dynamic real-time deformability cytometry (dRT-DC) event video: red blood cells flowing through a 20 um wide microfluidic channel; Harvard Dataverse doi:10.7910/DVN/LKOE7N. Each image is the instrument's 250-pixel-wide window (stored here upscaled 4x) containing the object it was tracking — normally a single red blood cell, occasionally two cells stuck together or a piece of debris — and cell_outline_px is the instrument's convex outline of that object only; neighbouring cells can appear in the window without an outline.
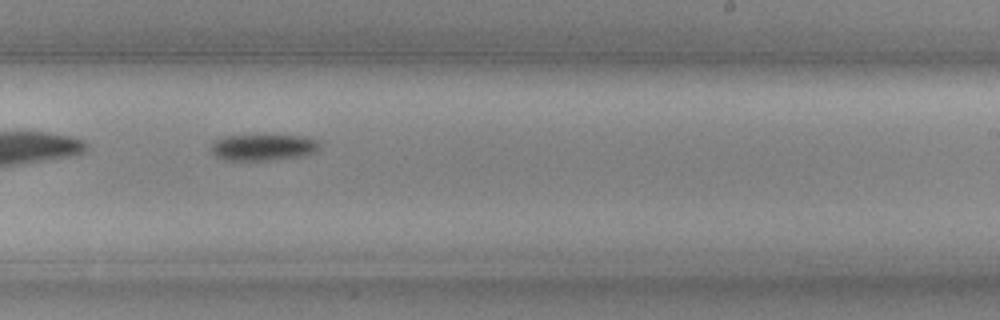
{"species": "common noctule bat (a hibernating species)", "species_latin": "Nyctalus noctula", "temperature_condition": "cold", "stored_images_in_passage": 39, "camera_frame_rate_fps": 3000, "um_per_image_px": 0.085, "animal": {"sex": "female", "body_mass_g": 19.3, "forearm_length_mm": 54.1}, "frame": {"image": 1, "passage_image": 17, "time_ms": 5.333, "image_size_px": [1000, 320], "cell_outline_px": [[320, 148], [312, 152], [300, 156], [268, 160], [224, 160], [216, 156], [212, 152], [212, 144], [216, 140], [224, 136], [304, 136], [316, 140], [320, 144]], "centroid_in_image_um": [22.35, 12.53], "position_along_channel_um": 266.6, "area_um2": 16.24}}
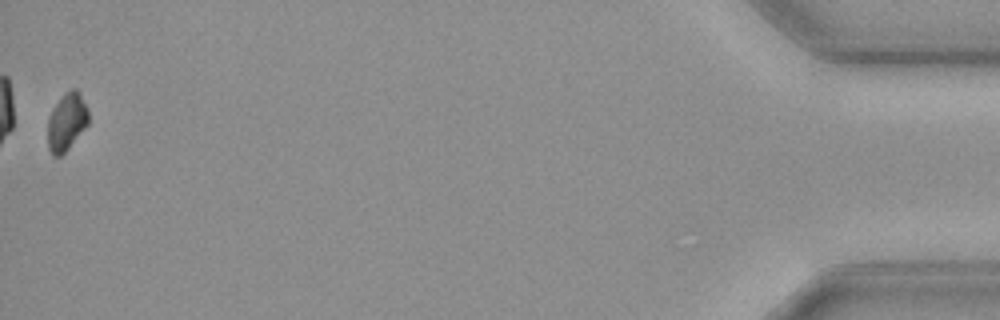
{"frame": {"image": 2, "passage_image": 39, "time_ms": 12.667, "image_size_px": [1000, 320], "cell_outline_px": [[88, 124], [68, 148], [60, 156], [52, 156], [48, 148], [48, 116], [60, 96], [64, 92], [72, 88], [76, 88], [80, 92], [88, 108]], "centroid_in_image_um": [5.66, 10.31], "position_along_channel_um": 429.5, "area_um2": 13.81}}